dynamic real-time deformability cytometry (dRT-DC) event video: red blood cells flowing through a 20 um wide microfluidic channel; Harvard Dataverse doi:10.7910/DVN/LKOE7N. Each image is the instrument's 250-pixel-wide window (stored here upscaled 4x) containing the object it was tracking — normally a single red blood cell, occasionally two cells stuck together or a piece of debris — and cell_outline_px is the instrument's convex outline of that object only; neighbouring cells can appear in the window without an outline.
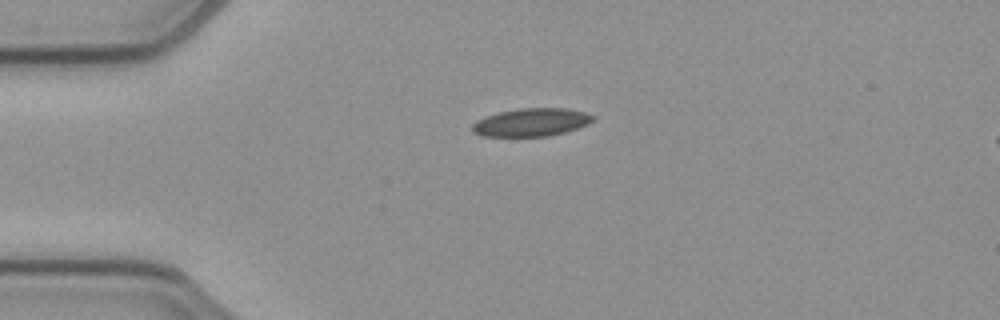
{"species": "common noctule bat (a hibernating species)", "species_latin": "Nyctalus noctula", "temperature_condition": "cold", "stored_images_in_passage": 35, "camera_frame_rate_fps": 3000, "um_per_image_px": 0.085, "animal": {"sex": "female", "body_mass_g": 21.9}, "frame": {"image": 1, "passage_image": 1, "time_ms": 0.0, "image_size_px": [1000, 320], "cell_outline_px": [[596, 120], [588, 124], [564, 132], [548, 136], [484, 136], [472, 132], [472, 124], [476, 120], [484, 116], [500, 112], [520, 108], [564, 108], [584, 112], [596, 116]], "centroid_in_image_um": [45.16, 10.39], "position_along_channel_um": 39.8, "area_um2": 19.71}}
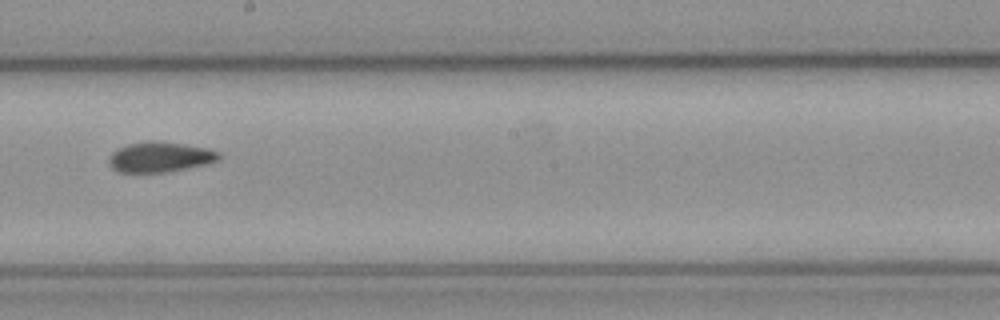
{"frame": {"image": 2, "passage_image": 18, "time_ms": 5.667, "image_size_px": [1000, 320], "cell_outline_px": [[220, 160], [208, 164], [168, 172], [120, 172], [112, 168], [108, 164], [108, 160], [112, 152], [128, 144], [156, 140], [160, 140], [204, 148], [220, 152]], "centroid_in_image_um": [13.61, 13.35], "position_along_channel_um": 234.6, "area_um2": 19.36}}
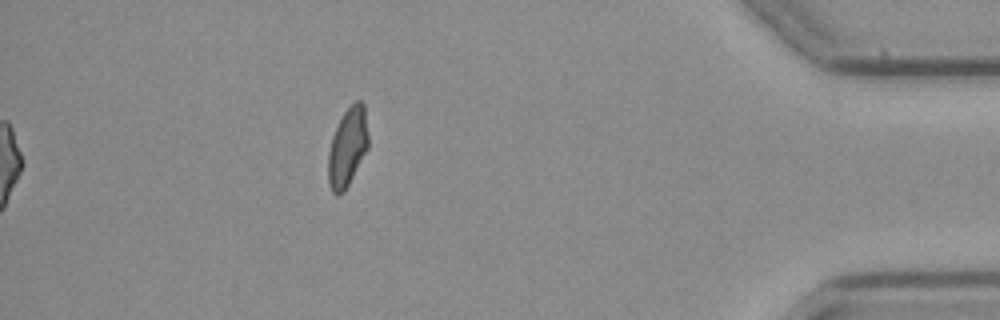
{"frame": {"image": 3, "passage_image": 35, "time_ms": 11.333, "image_size_px": [1000, 320], "cell_outline_px": [[368, 148], [344, 192], [336, 196], [332, 192], [328, 184], [328, 152], [332, 136], [344, 112], [356, 100], [360, 100], [364, 104], [368, 136]], "centroid_in_image_um": [29.53, 12.53], "position_along_channel_um": 405.7, "area_um2": 18.32}, "authors_computed_cell_mechanics": {"area_um2": 19.2474, "velocity_mm_per_s": 3.9242, "shape_relaxation_time_tau1_ms": null, "shape_relaxation_time_tau2_ms": 3.8878, "deformation_change_tau1": null, "deformation_change_tau2": 0.091}}